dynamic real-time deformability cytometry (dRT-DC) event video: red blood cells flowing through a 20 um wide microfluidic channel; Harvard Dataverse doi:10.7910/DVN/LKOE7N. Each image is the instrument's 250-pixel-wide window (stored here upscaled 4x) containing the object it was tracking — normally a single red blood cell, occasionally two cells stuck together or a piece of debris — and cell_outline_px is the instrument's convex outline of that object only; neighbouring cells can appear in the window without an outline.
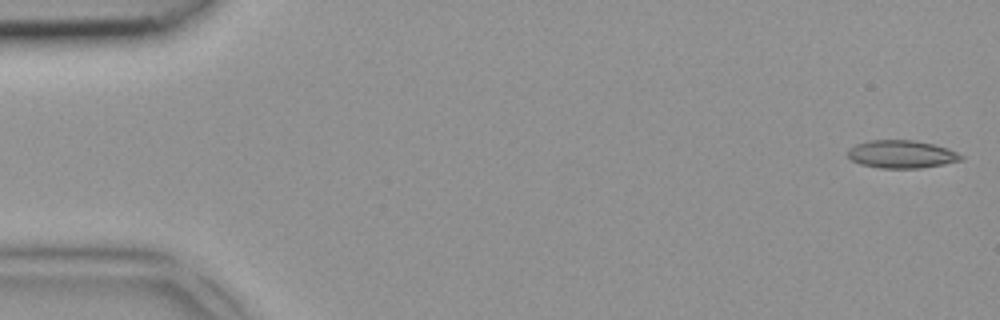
{"species": "common noctule bat (a hibernating species)", "species_latin": "Nyctalus noctula", "temperature_condition": "room temperature", "stored_images_in_passage": 5, "camera_frame_rate_fps": 3000, "um_per_image_px": 0.085, "animal": {"sex": "female", "body_mass_g": 18.4}, "frame": {"image": 1, "passage_image": 1, "time_ms": 0.0, "image_size_px": [1000, 320], "cell_outline_px": [[964, 160], [944, 164], [920, 168], [880, 168], [860, 164], [852, 160], [848, 156], [848, 148], [856, 144], [872, 140], [912, 140], [932, 144], [948, 148], [964, 156]], "centroid_in_image_um": [76.64, 13.11], "position_along_channel_um": 8.4, "area_um2": 18.38}}
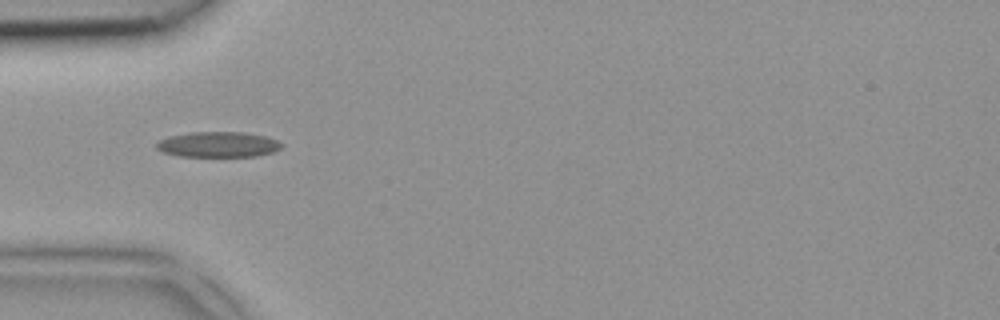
{"frame": {"image": 2, "passage_image": 4, "time_ms": 1.0, "image_size_px": [1000, 320], "cell_outline_px": [[280, 148], [272, 152], [256, 156], [180, 156], [164, 152], [156, 148], [156, 144], [160, 140], [172, 136], [192, 132], [244, 132], [264, 136], [276, 140], [280, 144]], "centroid_in_image_um": [18.53, 12.28], "position_along_channel_um": 66.5, "area_um2": 18.15}}